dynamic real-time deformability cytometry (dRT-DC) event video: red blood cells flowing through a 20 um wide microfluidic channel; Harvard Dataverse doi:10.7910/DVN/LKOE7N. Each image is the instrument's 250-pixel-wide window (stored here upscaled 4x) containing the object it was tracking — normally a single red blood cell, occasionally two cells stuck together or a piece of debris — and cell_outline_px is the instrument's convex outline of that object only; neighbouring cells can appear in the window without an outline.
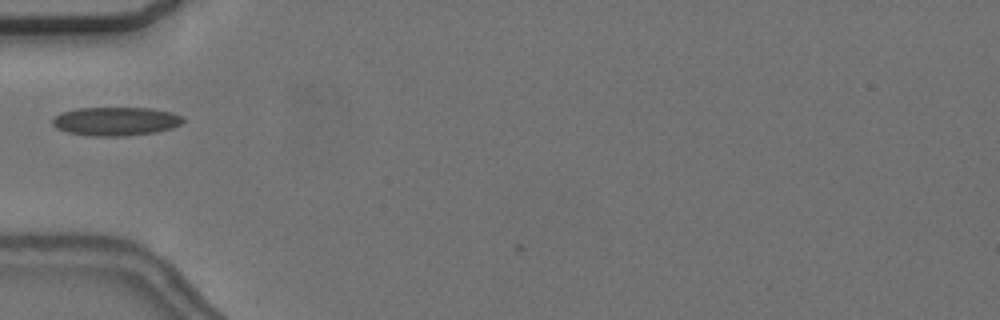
{"species": "common noctule bat (a hibernating species)", "species_latin": "Nyctalus noctula", "temperature_condition": "cold", "stored_images_in_passage": 2, "camera_frame_rate_fps": 3000, "um_per_image_px": 0.085, "animal": {"sex": "female", "body_mass_g": 24.6, "forearm_length_mm": 56.2}, "frame": {"image": 1, "passage_image": 1, "time_ms": 0.0, "image_size_px": [1000, 320], "cell_outline_px": [[184, 120], [180, 124], [172, 128], [156, 132], [124, 136], [92, 136], [68, 132], [56, 128], [52, 124], [52, 120], [60, 112], [76, 108], [152, 108], [172, 112], [184, 116]], "centroid_in_image_um": [9.85, 10.3], "position_along_channel_um": 75.1, "area_um2": 21.91}}